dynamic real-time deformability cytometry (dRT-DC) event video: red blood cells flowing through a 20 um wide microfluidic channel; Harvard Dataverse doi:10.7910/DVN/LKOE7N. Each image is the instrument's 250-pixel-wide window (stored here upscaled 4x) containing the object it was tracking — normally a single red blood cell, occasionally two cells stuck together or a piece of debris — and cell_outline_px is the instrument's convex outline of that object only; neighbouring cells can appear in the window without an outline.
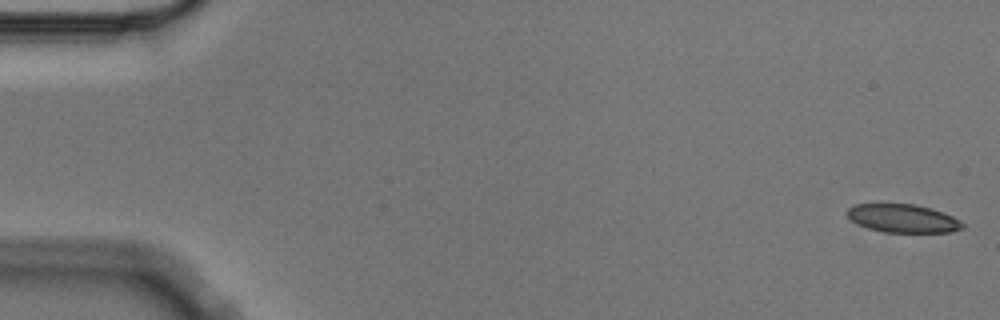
{"species": "Egyptian fruit bat (a non-hibernating species)", "species_latin": "Rousettus aegyptiacus", "temperature_condition": "cold", "stored_images_in_passage": 7, "camera_frame_rate_fps": 3000, "um_per_image_px": 0.085, "animal": {"sex": "male"}, "frame": {"image": 1, "passage_image": 1, "time_ms": 0.0, "image_size_px": [1000, 320], "cell_outline_px": [[964, 228], [952, 232], [884, 232], [868, 228], [852, 220], [844, 212], [848, 208], [856, 204], [880, 200], [916, 204], [932, 208], [952, 216], [960, 220], [964, 224]], "centroid_in_image_um": [76.7, 18.5], "position_along_channel_um": 8.3, "area_um2": 19.88}}
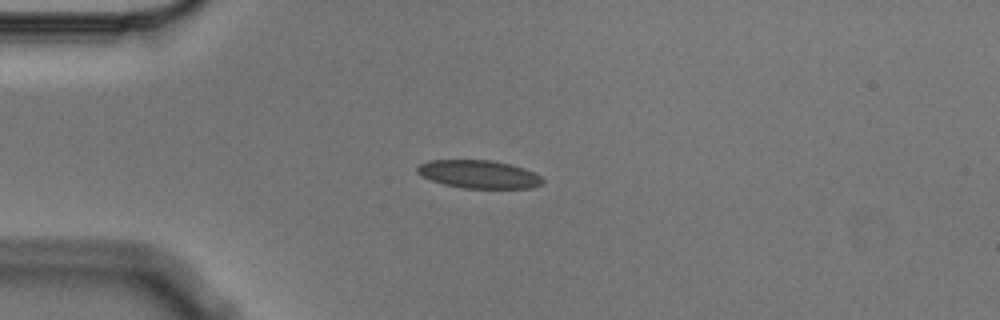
{"frame": {"image": 2, "passage_image": 4, "time_ms": 1.0, "image_size_px": [1000, 320], "cell_outline_px": [[544, 184], [528, 188], [464, 188], [444, 184], [432, 180], [416, 172], [416, 168], [420, 164], [428, 160], [492, 160], [512, 164], [524, 168], [540, 176], [544, 180]], "centroid_in_image_um": [40.72, 14.8], "position_along_channel_um": 44.3, "area_um2": 20.46}}
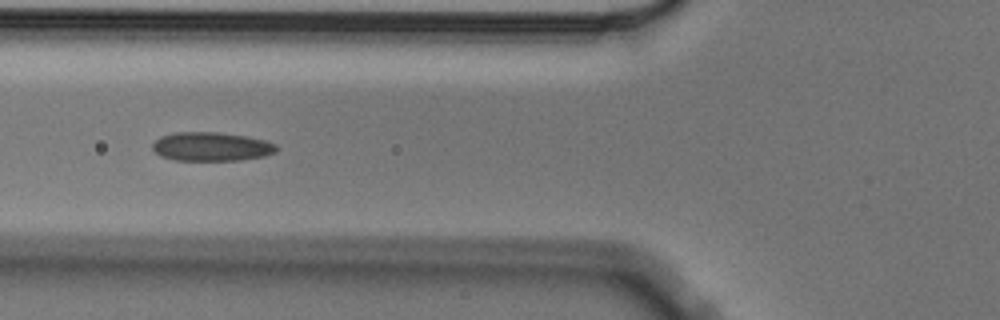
{"frame": {"image": 3, "passage_image": 6, "time_ms": 1.667, "image_size_px": [1000, 320], "cell_outline_px": [[280, 148], [276, 152], [264, 156], [240, 160], [176, 160], [160, 156], [152, 148], [152, 144], [160, 136], [172, 132], [220, 132], [248, 136], [264, 140], [276, 144]], "centroid_in_image_um": [17.98, 12.45], "position_along_channel_um": 107.8, "area_um2": 21.04}}